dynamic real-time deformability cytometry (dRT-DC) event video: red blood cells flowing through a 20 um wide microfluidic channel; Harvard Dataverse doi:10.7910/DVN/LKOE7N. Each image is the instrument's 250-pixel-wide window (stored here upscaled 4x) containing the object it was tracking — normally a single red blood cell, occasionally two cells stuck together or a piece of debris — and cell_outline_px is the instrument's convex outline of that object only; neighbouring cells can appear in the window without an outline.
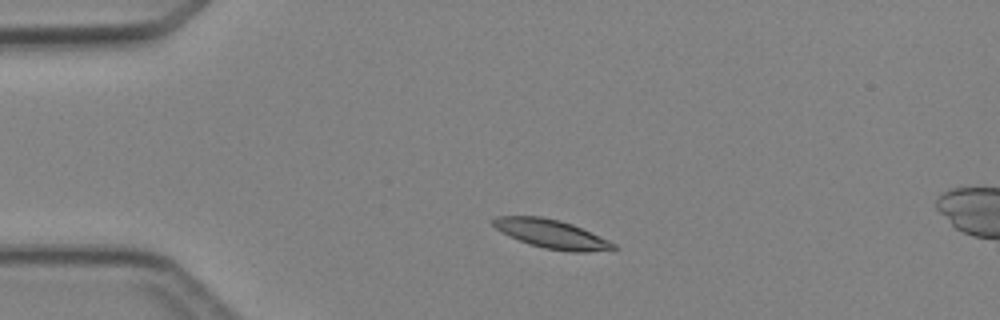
{"species": "Egyptian fruit bat (a non-hibernating species)", "species_latin": "Rousettus aegyptiacus", "temperature_condition": "cold", "stored_images_in_passage": 4, "camera_frame_rate_fps": 3000, "um_per_image_px": 0.085, "animal": {"sex": "female"}, "frame": {"image": 1, "passage_image": 2, "time_ms": 1.333, "image_size_px": [1000, 320], "cell_outline_px": [[620, 248], [588, 252], [572, 252], [544, 248], [528, 244], [508, 236], [496, 228], [492, 224], [492, 220], [496, 216], [540, 216], [560, 220], [572, 224], [608, 240], [616, 244]], "centroid_in_image_um": [46.86, 19.89], "position_along_channel_um": 38.1, "area_um2": 20.11}}